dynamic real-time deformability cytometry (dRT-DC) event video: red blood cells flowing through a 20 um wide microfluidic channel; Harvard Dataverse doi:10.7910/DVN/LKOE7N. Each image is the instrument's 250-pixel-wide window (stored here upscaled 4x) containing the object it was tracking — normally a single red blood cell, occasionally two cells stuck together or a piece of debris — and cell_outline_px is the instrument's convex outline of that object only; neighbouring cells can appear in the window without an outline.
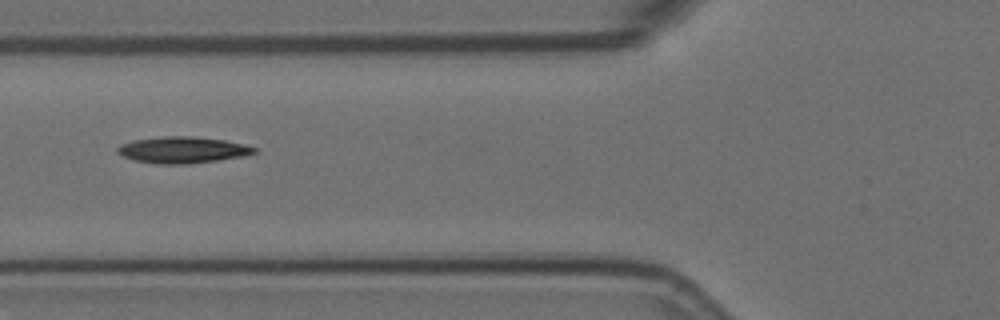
{"species": "Egyptian fruit bat (a non-hibernating species)", "species_latin": "Rousettus aegyptiacus", "temperature_condition": "room temperature", "stored_images_in_passage": 7, "camera_frame_rate_fps": 3000, "um_per_image_px": 0.085, "animal": {"sex": "female"}, "frame": {"image": 1, "passage_image": 6, "time_ms": 1.667, "image_size_px": [1000, 320], "cell_outline_px": [[256, 152], [244, 156], [188, 164], [156, 164], [136, 160], [124, 156], [116, 152], [116, 148], [120, 144], [132, 140], [164, 136], [192, 136], [224, 140], [244, 144], [256, 148]], "centroid_in_image_um": [15.49, 12.74], "position_along_channel_um": 110.3, "area_um2": 20.98}}
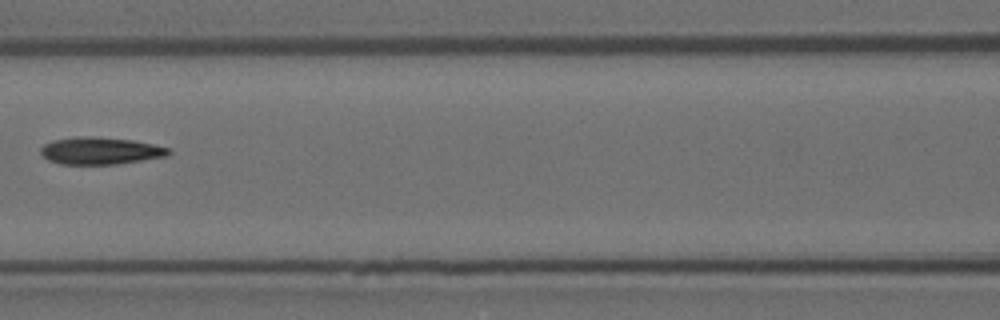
{"frame": {"image": 2, "passage_image": 7, "time_ms": 2.0, "image_size_px": [1000, 320], "cell_outline_px": [[172, 152], [164, 156], [116, 164], [60, 164], [48, 160], [40, 152], [40, 148], [44, 144], [52, 140], [84, 136], [96, 136], [132, 140], [172, 148]], "centroid_in_image_um": [8.51, 12.81], "position_along_channel_um": 158.1, "area_um2": 20.17}}